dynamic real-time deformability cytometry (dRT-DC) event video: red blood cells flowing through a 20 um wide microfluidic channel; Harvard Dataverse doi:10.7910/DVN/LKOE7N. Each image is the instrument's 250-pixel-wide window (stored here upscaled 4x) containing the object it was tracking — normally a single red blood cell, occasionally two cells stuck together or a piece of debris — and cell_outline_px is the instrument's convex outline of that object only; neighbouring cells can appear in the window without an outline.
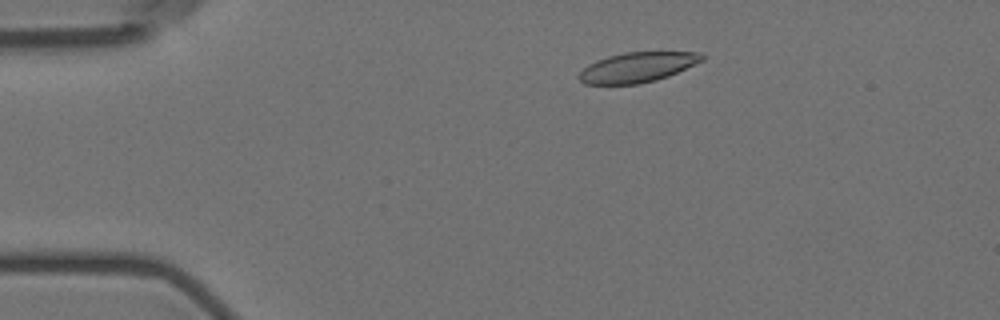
{"species": "Egyptian fruit bat (a non-hibernating species)", "species_latin": "Rousettus aegyptiacus", "temperature_condition": "room temperature", "stored_images_in_passage": 4, "camera_frame_rate_fps": 3000, "um_per_image_px": 0.085, "animal": {"sex": "female"}, "frame": {"image": 1, "passage_image": 3, "time_ms": 2.333, "image_size_px": [1000, 320], "cell_outline_px": [[704, 60], [668, 76], [656, 80], [640, 84], [584, 84], [576, 76], [588, 64], [596, 60], [608, 56], [624, 52], [700, 52], [704, 56]], "centroid_in_image_um": [54.16, 5.72], "position_along_channel_um": 30.8, "area_um2": 21.5}}